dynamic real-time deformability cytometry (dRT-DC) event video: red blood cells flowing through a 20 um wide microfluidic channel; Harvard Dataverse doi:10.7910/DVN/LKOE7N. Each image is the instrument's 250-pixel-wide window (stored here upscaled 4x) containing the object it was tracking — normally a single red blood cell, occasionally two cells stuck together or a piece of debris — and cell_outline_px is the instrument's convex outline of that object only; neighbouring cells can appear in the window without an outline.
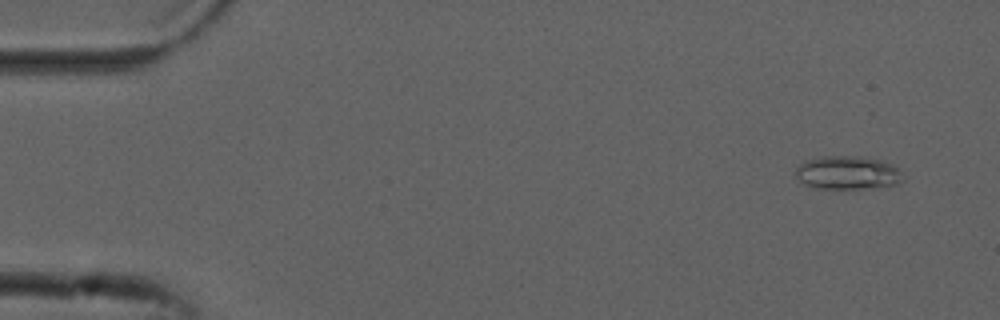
{"species": "common noctule bat (a hibernating species)", "species_latin": "Nyctalus noctula", "temperature_condition": "cold", "stored_images_in_passage": 21, "camera_frame_rate_fps": 3000, "um_per_image_px": 0.085, "animal": {"sex": "male", "forearm_length_mm": 52.5}, "frame": {"image": 1, "passage_image": 4, "time_ms": 1.0, "image_size_px": [1000, 320], "cell_outline_px": [[904, 180], [896, 184], [876, 188], [812, 188], [804, 184], [796, 176], [796, 168], [804, 160], [820, 156], [856, 156], [884, 160], [900, 168]], "centroid_in_image_um": [72.07, 14.67], "position_along_channel_um": 12.9, "area_um2": 21.21}}
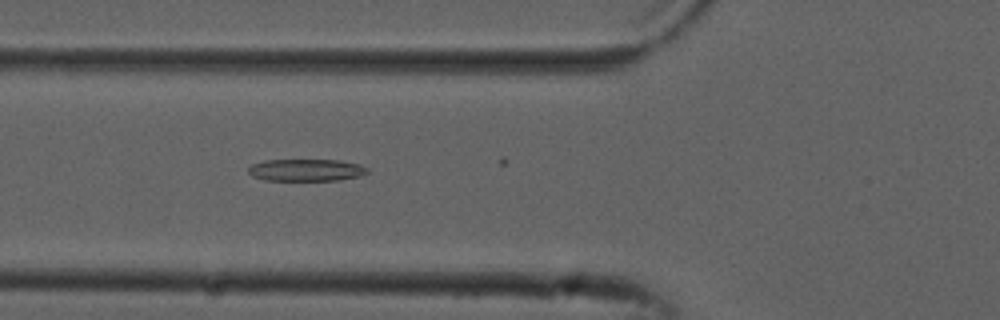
{"frame": {"image": 2, "passage_image": 20, "time_ms": 6.333, "image_size_px": [1000, 320], "cell_outline_px": [[368, 172], [360, 176], [340, 180], [264, 180], [252, 176], [248, 172], [248, 168], [252, 164], [264, 160], [340, 160], [360, 164], [368, 168]], "centroid_in_image_um": [26.03, 14.45], "position_along_channel_um": 99.8, "area_um2": 15.37}}